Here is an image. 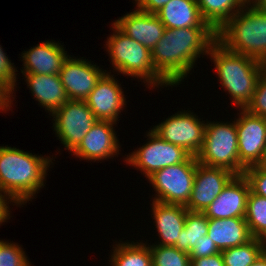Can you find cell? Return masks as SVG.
<instances>
[{"instance_id":"obj_1","label":"cell","mask_w":266,"mask_h":266,"mask_svg":"<svg viewBox=\"0 0 266 266\" xmlns=\"http://www.w3.org/2000/svg\"><path fill=\"white\" fill-rule=\"evenodd\" d=\"M217 40L211 27L165 29L151 50L155 70L172 86L179 83L194 67L200 55L207 54Z\"/></svg>"},{"instance_id":"obj_2","label":"cell","mask_w":266,"mask_h":266,"mask_svg":"<svg viewBox=\"0 0 266 266\" xmlns=\"http://www.w3.org/2000/svg\"><path fill=\"white\" fill-rule=\"evenodd\" d=\"M52 160L14 147L0 146L1 194L4 193L10 203L24 205L44 187L46 171Z\"/></svg>"},{"instance_id":"obj_3","label":"cell","mask_w":266,"mask_h":266,"mask_svg":"<svg viewBox=\"0 0 266 266\" xmlns=\"http://www.w3.org/2000/svg\"><path fill=\"white\" fill-rule=\"evenodd\" d=\"M208 54L213 59L218 78L237 107L245 109L253 98L258 79L265 70V63L243 54L229 51L217 40Z\"/></svg>"},{"instance_id":"obj_4","label":"cell","mask_w":266,"mask_h":266,"mask_svg":"<svg viewBox=\"0 0 266 266\" xmlns=\"http://www.w3.org/2000/svg\"><path fill=\"white\" fill-rule=\"evenodd\" d=\"M250 6V7H248ZM217 41L231 52L266 62V12L245 5L217 33Z\"/></svg>"},{"instance_id":"obj_5","label":"cell","mask_w":266,"mask_h":266,"mask_svg":"<svg viewBox=\"0 0 266 266\" xmlns=\"http://www.w3.org/2000/svg\"><path fill=\"white\" fill-rule=\"evenodd\" d=\"M113 35L106 42L110 60L119 73L144 80L155 86H171L156 70L152 62L151 50L123 33L114 23ZM146 81V82H145Z\"/></svg>"},{"instance_id":"obj_6","label":"cell","mask_w":266,"mask_h":266,"mask_svg":"<svg viewBox=\"0 0 266 266\" xmlns=\"http://www.w3.org/2000/svg\"><path fill=\"white\" fill-rule=\"evenodd\" d=\"M196 158L202 165L224 168L235 175L244 174L246 168L239 162L235 121L233 123L207 122L203 145Z\"/></svg>"},{"instance_id":"obj_7","label":"cell","mask_w":266,"mask_h":266,"mask_svg":"<svg viewBox=\"0 0 266 266\" xmlns=\"http://www.w3.org/2000/svg\"><path fill=\"white\" fill-rule=\"evenodd\" d=\"M198 161L190 155L184 162L167 166L148 177L156 191L153 201L186 206L192 193Z\"/></svg>"},{"instance_id":"obj_8","label":"cell","mask_w":266,"mask_h":266,"mask_svg":"<svg viewBox=\"0 0 266 266\" xmlns=\"http://www.w3.org/2000/svg\"><path fill=\"white\" fill-rule=\"evenodd\" d=\"M51 116L55 121L54 131L70 152L79 146L83 137L98 121L84 100H68Z\"/></svg>"},{"instance_id":"obj_9","label":"cell","mask_w":266,"mask_h":266,"mask_svg":"<svg viewBox=\"0 0 266 266\" xmlns=\"http://www.w3.org/2000/svg\"><path fill=\"white\" fill-rule=\"evenodd\" d=\"M147 136L150 141L127 155L125 160L130 166L140 169L146 178L167 166L184 162L190 156L183 147L161 139L152 130H149Z\"/></svg>"},{"instance_id":"obj_10","label":"cell","mask_w":266,"mask_h":266,"mask_svg":"<svg viewBox=\"0 0 266 266\" xmlns=\"http://www.w3.org/2000/svg\"><path fill=\"white\" fill-rule=\"evenodd\" d=\"M189 112L175 113L151 130L161 139L181 146L190 155L196 156L203 145L206 123Z\"/></svg>"},{"instance_id":"obj_11","label":"cell","mask_w":266,"mask_h":266,"mask_svg":"<svg viewBox=\"0 0 266 266\" xmlns=\"http://www.w3.org/2000/svg\"><path fill=\"white\" fill-rule=\"evenodd\" d=\"M236 119L239 162L245 167L259 165L266 152V118L241 109ZM241 116V117H240Z\"/></svg>"},{"instance_id":"obj_12","label":"cell","mask_w":266,"mask_h":266,"mask_svg":"<svg viewBox=\"0 0 266 266\" xmlns=\"http://www.w3.org/2000/svg\"><path fill=\"white\" fill-rule=\"evenodd\" d=\"M235 176L224 168L197 164L191 197L185 206L189 211L203 212Z\"/></svg>"},{"instance_id":"obj_13","label":"cell","mask_w":266,"mask_h":266,"mask_svg":"<svg viewBox=\"0 0 266 266\" xmlns=\"http://www.w3.org/2000/svg\"><path fill=\"white\" fill-rule=\"evenodd\" d=\"M105 74L86 59L68 56L59 72L69 100H85Z\"/></svg>"},{"instance_id":"obj_14","label":"cell","mask_w":266,"mask_h":266,"mask_svg":"<svg viewBox=\"0 0 266 266\" xmlns=\"http://www.w3.org/2000/svg\"><path fill=\"white\" fill-rule=\"evenodd\" d=\"M249 192L247 178L235 175L203 213L208 219L245 218Z\"/></svg>"},{"instance_id":"obj_15","label":"cell","mask_w":266,"mask_h":266,"mask_svg":"<svg viewBox=\"0 0 266 266\" xmlns=\"http://www.w3.org/2000/svg\"><path fill=\"white\" fill-rule=\"evenodd\" d=\"M114 78L105 73L84 100L97 120L116 123L120 110L126 105L123 89Z\"/></svg>"},{"instance_id":"obj_16","label":"cell","mask_w":266,"mask_h":266,"mask_svg":"<svg viewBox=\"0 0 266 266\" xmlns=\"http://www.w3.org/2000/svg\"><path fill=\"white\" fill-rule=\"evenodd\" d=\"M114 124L116 123L111 121H96L72 152L73 155L91 161L104 160L117 155L120 147L113 129Z\"/></svg>"},{"instance_id":"obj_17","label":"cell","mask_w":266,"mask_h":266,"mask_svg":"<svg viewBox=\"0 0 266 266\" xmlns=\"http://www.w3.org/2000/svg\"><path fill=\"white\" fill-rule=\"evenodd\" d=\"M113 23L127 36L150 50L162 38L166 29L156 14L146 13L138 8Z\"/></svg>"},{"instance_id":"obj_18","label":"cell","mask_w":266,"mask_h":266,"mask_svg":"<svg viewBox=\"0 0 266 266\" xmlns=\"http://www.w3.org/2000/svg\"><path fill=\"white\" fill-rule=\"evenodd\" d=\"M59 43L47 41L24 51V69L21 73H37L59 75L64 61L68 58L67 51Z\"/></svg>"},{"instance_id":"obj_19","label":"cell","mask_w":266,"mask_h":266,"mask_svg":"<svg viewBox=\"0 0 266 266\" xmlns=\"http://www.w3.org/2000/svg\"><path fill=\"white\" fill-rule=\"evenodd\" d=\"M153 219L156 223L160 243L156 245L174 246L179 241L180 232L184 229L188 209L183 205L152 202Z\"/></svg>"},{"instance_id":"obj_20","label":"cell","mask_w":266,"mask_h":266,"mask_svg":"<svg viewBox=\"0 0 266 266\" xmlns=\"http://www.w3.org/2000/svg\"><path fill=\"white\" fill-rule=\"evenodd\" d=\"M26 78L27 85L32 91L34 98L53 113L63 106L69 97L61 82L59 75L28 73L23 74Z\"/></svg>"},{"instance_id":"obj_21","label":"cell","mask_w":266,"mask_h":266,"mask_svg":"<svg viewBox=\"0 0 266 266\" xmlns=\"http://www.w3.org/2000/svg\"><path fill=\"white\" fill-rule=\"evenodd\" d=\"M207 236L220 251L245 244L253 238L245 218L239 217L209 219Z\"/></svg>"},{"instance_id":"obj_22","label":"cell","mask_w":266,"mask_h":266,"mask_svg":"<svg viewBox=\"0 0 266 266\" xmlns=\"http://www.w3.org/2000/svg\"><path fill=\"white\" fill-rule=\"evenodd\" d=\"M156 15L167 29L210 27L200 14L197 0H170Z\"/></svg>"},{"instance_id":"obj_23","label":"cell","mask_w":266,"mask_h":266,"mask_svg":"<svg viewBox=\"0 0 266 266\" xmlns=\"http://www.w3.org/2000/svg\"><path fill=\"white\" fill-rule=\"evenodd\" d=\"M203 20L217 33L247 3L245 0H197Z\"/></svg>"},{"instance_id":"obj_24","label":"cell","mask_w":266,"mask_h":266,"mask_svg":"<svg viewBox=\"0 0 266 266\" xmlns=\"http://www.w3.org/2000/svg\"><path fill=\"white\" fill-rule=\"evenodd\" d=\"M111 255L112 266H152L151 250L149 245L134 242L118 243L113 247Z\"/></svg>"},{"instance_id":"obj_25","label":"cell","mask_w":266,"mask_h":266,"mask_svg":"<svg viewBox=\"0 0 266 266\" xmlns=\"http://www.w3.org/2000/svg\"><path fill=\"white\" fill-rule=\"evenodd\" d=\"M209 219L203 212L187 211L184 229L180 232L179 241L174 247L189 254L194 244H197L208 233Z\"/></svg>"},{"instance_id":"obj_26","label":"cell","mask_w":266,"mask_h":266,"mask_svg":"<svg viewBox=\"0 0 266 266\" xmlns=\"http://www.w3.org/2000/svg\"><path fill=\"white\" fill-rule=\"evenodd\" d=\"M266 249V241L252 238L245 244L221 251L224 266H250Z\"/></svg>"},{"instance_id":"obj_27","label":"cell","mask_w":266,"mask_h":266,"mask_svg":"<svg viewBox=\"0 0 266 266\" xmlns=\"http://www.w3.org/2000/svg\"><path fill=\"white\" fill-rule=\"evenodd\" d=\"M245 220L252 237L266 241V198L251 190L247 197Z\"/></svg>"},{"instance_id":"obj_28","label":"cell","mask_w":266,"mask_h":266,"mask_svg":"<svg viewBox=\"0 0 266 266\" xmlns=\"http://www.w3.org/2000/svg\"><path fill=\"white\" fill-rule=\"evenodd\" d=\"M152 266H191L188 253L174 246L150 245Z\"/></svg>"},{"instance_id":"obj_29","label":"cell","mask_w":266,"mask_h":266,"mask_svg":"<svg viewBox=\"0 0 266 266\" xmlns=\"http://www.w3.org/2000/svg\"><path fill=\"white\" fill-rule=\"evenodd\" d=\"M23 248L18 244H13L0 240V266H30Z\"/></svg>"},{"instance_id":"obj_30","label":"cell","mask_w":266,"mask_h":266,"mask_svg":"<svg viewBox=\"0 0 266 266\" xmlns=\"http://www.w3.org/2000/svg\"><path fill=\"white\" fill-rule=\"evenodd\" d=\"M245 109L253 115L266 118V70L258 79L253 98Z\"/></svg>"},{"instance_id":"obj_31","label":"cell","mask_w":266,"mask_h":266,"mask_svg":"<svg viewBox=\"0 0 266 266\" xmlns=\"http://www.w3.org/2000/svg\"><path fill=\"white\" fill-rule=\"evenodd\" d=\"M250 185V190L266 198V171L259 165L247 167L243 174Z\"/></svg>"},{"instance_id":"obj_32","label":"cell","mask_w":266,"mask_h":266,"mask_svg":"<svg viewBox=\"0 0 266 266\" xmlns=\"http://www.w3.org/2000/svg\"><path fill=\"white\" fill-rule=\"evenodd\" d=\"M7 54L4 53L0 45V81L4 83L11 91H14L16 86V74L18 70H15L13 63L8 59Z\"/></svg>"},{"instance_id":"obj_33","label":"cell","mask_w":266,"mask_h":266,"mask_svg":"<svg viewBox=\"0 0 266 266\" xmlns=\"http://www.w3.org/2000/svg\"><path fill=\"white\" fill-rule=\"evenodd\" d=\"M221 252L215 243L206 235L189 252L190 259L208 257Z\"/></svg>"},{"instance_id":"obj_34","label":"cell","mask_w":266,"mask_h":266,"mask_svg":"<svg viewBox=\"0 0 266 266\" xmlns=\"http://www.w3.org/2000/svg\"><path fill=\"white\" fill-rule=\"evenodd\" d=\"M170 0H135L136 6L140 11L156 14Z\"/></svg>"},{"instance_id":"obj_35","label":"cell","mask_w":266,"mask_h":266,"mask_svg":"<svg viewBox=\"0 0 266 266\" xmlns=\"http://www.w3.org/2000/svg\"><path fill=\"white\" fill-rule=\"evenodd\" d=\"M191 266H224L221 252L208 257L191 259Z\"/></svg>"},{"instance_id":"obj_36","label":"cell","mask_w":266,"mask_h":266,"mask_svg":"<svg viewBox=\"0 0 266 266\" xmlns=\"http://www.w3.org/2000/svg\"><path fill=\"white\" fill-rule=\"evenodd\" d=\"M11 94H13V91H11L4 83L0 81V110L2 109V111H6V109H10L12 104L10 97L13 96Z\"/></svg>"},{"instance_id":"obj_37","label":"cell","mask_w":266,"mask_h":266,"mask_svg":"<svg viewBox=\"0 0 266 266\" xmlns=\"http://www.w3.org/2000/svg\"><path fill=\"white\" fill-rule=\"evenodd\" d=\"M7 200L8 199H6V197H4V195H2L0 192V225L10 218V211L8 210L9 205L7 206L9 201L7 202Z\"/></svg>"},{"instance_id":"obj_38","label":"cell","mask_w":266,"mask_h":266,"mask_svg":"<svg viewBox=\"0 0 266 266\" xmlns=\"http://www.w3.org/2000/svg\"><path fill=\"white\" fill-rule=\"evenodd\" d=\"M250 266H266V249Z\"/></svg>"},{"instance_id":"obj_39","label":"cell","mask_w":266,"mask_h":266,"mask_svg":"<svg viewBox=\"0 0 266 266\" xmlns=\"http://www.w3.org/2000/svg\"><path fill=\"white\" fill-rule=\"evenodd\" d=\"M252 6L266 12V0H253Z\"/></svg>"},{"instance_id":"obj_40","label":"cell","mask_w":266,"mask_h":266,"mask_svg":"<svg viewBox=\"0 0 266 266\" xmlns=\"http://www.w3.org/2000/svg\"><path fill=\"white\" fill-rule=\"evenodd\" d=\"M259 166L266 171V152L264 154V158L262 162L259 164Z\"/></svg>"},{"instance_id":"obj_41","label":"cell","mask_w":266,"mask_h":266,"mask_svg":"<svg viewBox=\"0 0 266 266\" xmlns=\"http://www.w3.org/2000/svg\"><path fill=\"white\" fill-rule=\"evenodd\" d=\"M252 1H253V0H245V2H246L247 4H251Z\"/></svg>"}]
</instances>
